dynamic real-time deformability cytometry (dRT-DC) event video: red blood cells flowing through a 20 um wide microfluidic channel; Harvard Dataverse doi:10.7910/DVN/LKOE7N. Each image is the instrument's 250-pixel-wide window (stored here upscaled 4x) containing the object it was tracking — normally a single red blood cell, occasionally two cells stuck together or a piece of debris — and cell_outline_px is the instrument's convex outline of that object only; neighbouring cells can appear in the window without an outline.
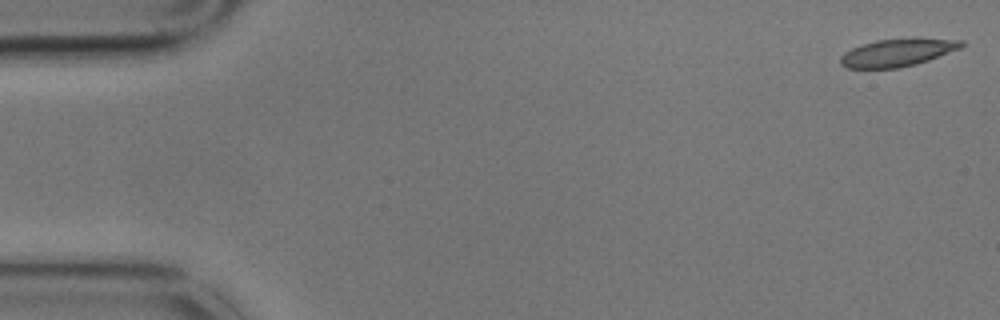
{"species": "common noctule bat (a hibernating species)", "species_latin": "Nyctalus noctula", "temperature_condition": "cold", "stored_images_in_passage": 6, "camera_frame_rate_fps": 3000, "um_per_image_px": 0.085, "animal": {"sex": "male", "body_mass_g": 17.9}, "frame": {"image": 1, "passage_image": 1, "time_ms": 0.0, "image_size_px": [1000, 320], "cell_outline_px": [[964, 44], [960, 48], [928, 60], [916, 64], [900, 68], [848, 68], [840, 64], [840, 56], [844, 52], [852, 48], [876, 40], [912, 36], [916, 36], [964, 40]], "centroid_in_image_um": [76.32, 4.43], "position_along_channel_um": 8.7, "area_um2": 20.0}}
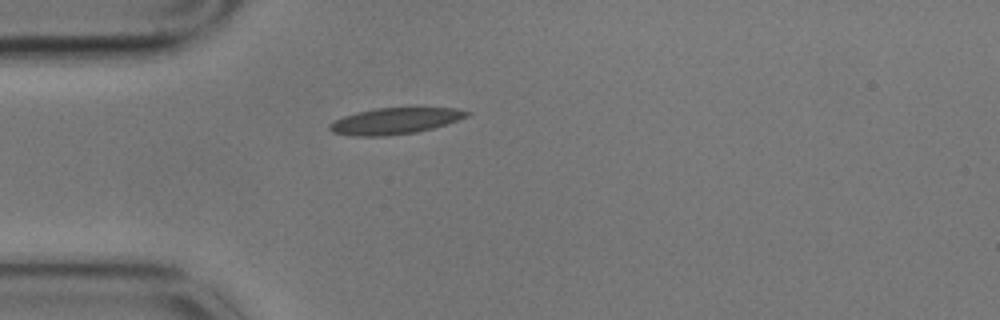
{"frame": {"image": 2, "passage_image": 5, "time_ms": 1.333, "image_size_px": [1000, 320], "cell_outline_px": [[472, 112], [468, 116], [448, 124], [416, 132], [388, 136], [356, 136], [332, 132], [328, 128], [328, 124], [344, 116], [356, 112], [376, 108], [456, 108]], "centroid_in_image_um": [33.58, 10.28], "position_along_channel_um": 51.4, "area_um2": 20.98}}